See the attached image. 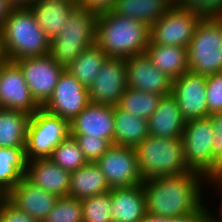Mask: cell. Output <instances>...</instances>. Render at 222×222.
I'll list each match as a JSON object with an SVG mask.
<instances>
[{
	"label": "cell",
	"instance_id": "cell-22",
	"mask_svg": "<svg viewBox=\"0 0 222 222\" xmlns=\"http://www.w3.org/2000/svg\"><path fill=\"white\" fill-rule=\"evenodd\" d=\"M76 0H35L29 7L39 26L51 41L63 29Z\"/></svg>",
	"mask_w": 222,
	"mask_h": 222
},
{
	"label": "cell",
	"instance_id": "cell-45",
	"mask_svg": "<svg viewBox=\"0 0 222 222\" xmlns=\"http://www.w3.org/2000/svg\"><path fill=\"white\" fill-rule=\"evenodd\" d=\"M4 60V56L2 53V46H1V37H0V63Z\"/></svg>",
	"mask_w": 222,
	"mask_h": 222
},
{
	"label": "cell",
	"instance_id": "cell-28",
	"mask_svg": "<svg viewBox=\"0 0 222 222\" xmlns=\"http://www.w3.org/2000/svg\"><path fill=\"white\" fill-rule=\"evenodd\" d=\"M27 160L25 148L0 147V191L7 195L23 178Z\"/></svg>",
	"mask_w": 222,
	"mask_h": 222
},
{
	"label": "cell",
	"instance_id": "cell-13",
	"mask_svg": "<svg viewBox=\"0 0 222 222\" xmlns=\"http://www.w3.org/2000/svg\"><path fill=\"white\" fill-rule=\"evenodd\" d=\"M0 108L23 111L29 115L40 108L15 61L4 59L0 63Z\"/></svg>",
	"mask_w": 222,
	"mask_h": 222
},
{
	"label": "cell",
	"instance_id": "cell-19",
	"mask_svg": "<svg viewBox=\"0 0 222 222\" xmlns=\"http://www.w3.org/2000/svg\"><path fill=\"white\" fill-rule=\"evenodd\" d=\"M24 178L58 197H67L69 194L71 172L62 169L49 158L27 161Z\"/></svg>",
	"mask_w": 222,
	"mask_h": 222
},
{
	"label": "cell",
	"instance_id": "cell-44",
	"mask_svg": "<svg viewBox=\"0 0 222 222\" xmlns=\"http://www.w3.org/2000/svg\"><path fill=\"white\" fill-rule=\"evenodd\" d=\"M140 222H164V217L155 216L147 213Z\"/></svg>",
	"mask_w": 222,
	"mask_h": 222
},
{
	"label": "cell",
	"instance_id": "cell-15",
	"mask_svg": "<svg viewBox=\"0 0 222 222\" xmlns=\"http://www.w3.org/2000/svg\"><path fill=\"white\" fill-rule=\"evenodd\" d=\"M126 60L108 58L88 88L89 101L116 106L127 89Z\"/></svg>",
	"mask_w": 222,
	"mask_h": 222
},
{
	"label": "cell",
	"instance_id": "cell-14",
	"mask_svg": "<svg viewBox=\"0 0 222 222\" xmlns=\"http://www.w3.org/2000/svg\"><path fill=\"white\" fill-rule=\"evenodd\" d=\"M206 84V75L190 71L172 80V95L185 121L208 117Z\"/></svg>",
	"mask_w": 222,
	"mask_h": 222
},
{
	"label": "cell",
	"instance_id": "cell-6",
	"mask_svg": "<svg viewBox=\"0 0 222 222\" xmlns=\"http://www.w3.org/2000/svg\"><path fill=\"white\" fill-rule=\"evenodd\" d=\"M189 71L201 75L222 72V17H202L188 46Z\"/></svg>",
	"mask_w": 222,
	"mask_h": 222
},
{
	"label": "cell",
	"instance_id": "cell-24",
	"mask_svg": "<svg viewBox=\"0 0 222 222\" xmlns=\"http://www.w3.org/2000/svg\"><path fill=\"white\" fill-rule=\"evenodd\" d=\"M110 190L104 174L95 162L71 172L68 197L82 200Z\"/></svg>",
	"mask_w": 222,
	"mask_h": 222
},
{
	"label": "cell",
	"instance_id": "cell-46",
	"mask_svg": "<svg viewBox=\"0 0 222 222\" xmlns=\"http://www.w3.org/2000/svg\"><path fill=\"white\" fill-rule=\"evenodd\" d=\"M6 195L0 191V204L5 199Z\"/></svg>",
	"mask_w": 222,
	"mask_h": 222
},
{
	"label": "cell",
	"instance_id": "cell-12",
	"mask_svg": "<svg viewBox=\"0 0 222 222\" xmlns=\"http://www.w3.org/2000/svg\"><path fill=\"white\" fill-rule=\"evenodd\" d=\"M89 103L88 88L63 69L51 97L42 108L71 122Z\"/></svg>",
	"mask_w": 222,
	"mask_h": 222
},
{
	"label": "cell",
	"instance_id": "cell-42",
	"mask_svg": "<svg viewBox=\"0 0 222 222\" xmlns=\"http://www.w3.org/2000/svg\"><path fill=\"white\" fill-rule=\"evenodd\" d=\"M13 7L9 4L8 0H0V30Z\"/></svg>",
	"mask_w": 222,
	"mask_h": 222
},
{
	"label": "cell",
	"instance_id": "cell-20",
	"mask_svg": "<svg viewBox=\"0 0 222 222\" xmlns=\"http://www.w3.org/2000/svg\"><path fill=\"white\" fill-rule=\"evenodd\" d=\"M185 122L176 98L172 94L163 96L157 110L148 119V134L160 138L181 139Z\"/></svg>",
	"mask_w": 222,
	"mask_h": 222
},
{
	"label": "cell",
	"instance_id": "cell-18",
	"mask_svg": "<svg viewBox=\"0 0 222 222\" xmlns=\"http://www.w3.org/2000/svg\"><path fill=\"white\" fill-rule=\"evenodd\" d=\"M5 198L17 209L42 222L59 197L36 187L23 178Z\"/></svg>",
	"mask_w": 222,
	"mask_h": 222
},
{
	"label": "cell",
	"instance_id": "cell-32",
	"mask_svg": "<svg viewBox=\"0 0 222 222\" xmlns=\"http://www.w3.org/2000/svg\"><path fill=\"white\" fill-rule=\"evenodd\" d=\"M83 222H113L111 190L81 200Z\"/></svg>",
	"mask_w": 222,
	"mask_h": 222
},
{
	"label": "cell",
	"instance_id": "cell-4",
	"mask_svg": "<svg viewBox=\"0 0 222 222\" xmlns=\"http://www.w3.org/2000/svg\"><path fill=\"white\" fill-rule=\"evenodd\" d=\"M97 16L77 3L69 12L66 26L50 41L49 55L64 69L95 44Z\"/></svg>",
	"mask_w": 222,
	"mask_h": 222
},
{
	"label": "cell",
	"instance_id": "cell-29",
	"mask_svg": "<svg viewBox=\"0 0 222 222\" xmlns=\"http://www.w3.org/2000/svg\"><path fill=\"white\" fill-rule=\"evenodd\" d=\"M109 57L96 45L85 49L67 68L83 86L89 88Z\"/></svg>",
	"mask_w": 222,
	"mask_h": 222
},
{
	"label": "cell",
	"instance_id": "cell-35",
	"mask_svg": "<svg viewBox=\"0 0 222 222\" xmlns=\"http://www.w3.org/2000/svg\"><path fill=\"white\" fill-rule=\"evenodd\" d=\"M213 130L214 139L212 146V177L222 174V112L208 116Z\"/></svg>",
	"mask_w": 222,
	"mask_h": 222
},
{
	"label": "cell",
	"instance_id": "cell-41",
	"mask_svg": "<svg viewBox=\"0 0 222 222\" xmlns=\"http://www.w3.org/2000/svg\"><path fill=\"white\" fill-rule=\"evenodd\" d=\"M209 183V185H213L214 187L212 188H216V189H219V195H221V201H220V207H218L220 210H219V217L217 215H214V210H211V222H222V174L218 175V176H215V177H212L210 179H208L207 181ZM218 187V188H217ZM221 191V192H220Z\"/></svg>",
	"mask_w": 222,
	"mask_h": 222
},
{
	"label": "cell",
	"instance_id": "cell-27",
	"mask_svg": "<svg viewBox=\"0 0 222 222\" xmlns=\"http://www.w3.org/2000/svg\"><path fill=\"white\" fill-rule=\"evenodd\" d=\"M29 119L23 111L0 108V147L25 148Z\"/></svg>",
	"mask_w": 222,
	"mask_h": 222
},
{
	"label": "cell",
	"instance_id": "cell-39",
	"mask_svg": "<svg viewBox=\"0 0 222 222\" xmlns=\"http://www.w3.org/2000/svg\"><path fill=\"white\" fill-rule=\"evenodd\" d=\"M204 204L194 213L172 217L164 218V222H211V211L208 206Z\"/></svg>",
	"mask_w": 222,
	"mask_h": 222
},
{
	"label": "cell",
	"instance_id": "cell-11",
	"mask_svg": "<svg viewBox=\"0 0 222 222\" xmlns=\"http://www.w3.org/2000/svg\"><path fill=\"white\" fill-rule=\"evenodd\" d=\"M15 62L24 74L33 99L42 107L51 97L64 68L49 54L22 58Z\"/></svg>",
	"mask_w": 222,
	"mask_h": 222
},
{
	"label": "cell",
	"instance_id": "cell-3",
	"mask_svg": "<svg viewBox=\"0 0 222 222\" xmlns=\"http://www.w3.org/2000/svg\"><path fill=\"white\" fill-rule=\"evenodd\" d=\"M0 37L5 60L49 54L50 40L30 8H13L0 30Z\"/></svg>",
	"mask_w": 222,
	"mask_h": 222
},
{
	"label": "cell",
	"instance_id": "cell-2",
	"mask_svg": "<svg viewBox=\"0 0 222 222\" xmlns=\"http://www.w3.org/2000/svg\"><path fill=\"white\" fill-rule=\"evenodd\" d=\"M150 27L113 11L98 14L95 44L109 58L127 59L144 54L149 44Z\"/></svg>",
	"mask_w": 222,
	"mask_h": 222
},
{
	"label": "cell",
	"instance_id": "cell-37",
	"mask_svg": "<svg viewBox=\"0 0 222 222\" xmlns=\"http://www.w3.org/2000/svg\"><path fill=\"white\" fill-rule=\"evenodd\" d=\"M178 5L203 17L222 16V0H180Z\"/></svg>",
	"mask_w": 222,
	"mask_h": 222
},
{
	"label": "cell",
	"instance_id": "cell-38",
	"mask_svg": "<svg viewBox=\"0 0 222 222\" xmlns=\"http://www.w3.org/2000/svg\"><path fill=\"white\" fill-rule=\"evenodd\" d=\"M0 219L2 222H40L17 209L6 198L0 204Z\"/></svg>",
	"mask_w": 222,
	"mask_h": 222
},
{
	"label": "cell",
	"instance_id": "cell-34",
	"mask_svg": "<svg viewBox=\"0 0 222 222\" xmlns=\"http://www.w3.org/2000/svg\"><path fill=\"white\" fill-rule=\"evenodd\" d=\"M75 138L88 163L96 162L112 144L102 138L88 135H70Z\"/></svg>",
	"mask_w": 222,
	"mask_h": 222
},
{
	"label": "cell",
	"instance_id": "cell-26",
	"mask_svg": "<svg viewBox=\"0 0 222 222\" xmlns=\"http://www.w3.org/2000/svg\"><path fill=\"white\" fill-rule=\"evenodd\" d=\"M174 5L171 0H117L113 12L151 26Z\"/></svg>",
	"mask_w": 222,
	"mask_h": 222
},
{
	"label": "cell",
	"instance_id": "cell-47",
	"mask_svg": "<svg viewBox=\"0 0 222 222\" xmlns=\"http://www.w3.org/2000/svg\"><path fill=\"white\" fill-rule=\"evenodd\" d=\"M180 0H171V2H173L174 4H178Z\"/></svg>",
	"mask_w": 222,
	"mask_h": 222
},
{
	"label": "cell",
	"instance_id": "cell-43",
	"mask_svg": "<svg viewBox=\"0 0 222 222\" xmlns=\"http://www.w3.org/2000/svg\"><path fill=\"white\" fill-rule=\"evenodd\" d=\"M35 0H8L13 8H29Z\"/></svg>",
	"mask_w": 222,
	"mask_h": 222
},
{
	"label": "cell",
	"instance_id": "cell-8",
	"mask_svg": "<svg viewBox=\"0 0 222 222\" xmlns=\"http://www.w3.org/2000/svg\"><path fill=\"white\" fill-rule=\"evenodd\" d=\"M181 139L188 169L207 180L212 178L214 130L210 119L207 117L186 121Z\"/></svg>",
	"mask_w": 222,
	"mask_h": 222
},
{
	"label": "cell",
	"instance_id": "cell-36",
	"mask_svg": "<svg viewBox=\"0 0 222 222\" xmlns=\"http://www.w3.org/2000/svg\"><path fill=\"white\" fill-rule=\"evenodd\" d=\"M206 99L208 116L222 112V72L207 76Z\"/></svg>",
	"mask_w": 222,
	"mask_h": 222
},
{
	"label": "cell",
	"instance_id": "cell-9",
	"mask_svg": "<svg viewBox=\"0 0 222 222\" xmlns=\"http://www.w3.org/2000/svg\"><path fill=\"white\" fill-rule=\"evenodd\" d=\"M203 16L174 4L166 14L150 26L149 44L188 48Z\"/></svg>",
	"mask_w": 222,
	"mask_h": 222
},
{
	"label": "cell",
	"instance_id": "cell-31",
	"mask_svg": "<svg viewBox=\"0 0 222 222\" xmlns=\"http://www.w3.org/2000/svg\"><path fill=\"white\" fill-rule=\"evenodd\" d=\"M49 159L69 172L88 164L78 142L70 135L53 150Z\"/></svg>",
	"mask_w": 222,
	"mask_h": 222
},
{
	"label": "cell",
	"instance_id": "cell-16",
	"mask_svg": "<svg viewBox=\"0 0 222 222\" xmlns=\"http://www.w3.org/2000/svg\"><path fill=\"white\" fill-rule=\"evenodd\" d=\"M125 60L127 87L161 96L172 94V79L157 69L145 53Z\"/></svg>",
	"mask_w": 222,
	"mask_h": 222
},
{
	"label": "cell",
	"instance_id": "cell-23",
	"mask_svg": "<svg viewBox=\"0 0 222 222\" xmlns=\"http://www.w3.org/2000/svg\"><path fill=\"white\" fill-rule=\"evenodd\" d=\"M145 54L152 64L172 80L189 71L188 48L148 44Z\"/></svg>",
	"mask_w": 222,
	"mask_h": 222
},
{
	"label": "cell",
	"instance_id": "cell-7",
	"mask_svg": "<svg viewBox=\"0 0 222 222\" xmlns=\"http://www.w3.org/2000/svg\"><path fill=\"white\" fill-rule=\"evenodd\" d=\"M70 135L69 122L40 107L30 115L25 156L27 161L50 158L53 150Z\"/></svg>",
	"mask_w": 222,
	"mask_h": 222
},
{
	"label": "cell",
	"instance_id": "cell-17",
	"mask_svg": "<svg viewBox=\"0 0 222 222\" xmlns=\"http://www.w3.org/2000/svg\"><path fill=\"white\" fill-rule=\"evenodd\" d=\"M114 106L89 103L69 122L70 135H88L114 143Z\"/></svg>",
	"mask_w": 222,
	"mask_h": 222
},
{
	"label": "cell",
	"instance_id": "cell-1",
	"mask_svg": "<svg viewBox=\"0 0 222 222\" xmlns=\"http://www.w3.org/2000/svg\"><path fill=\"white\" fill-rule=\"evenodd\" d=\"M198 173L159 176L142 183L146 199V211L164 218L178 217L197 211L203 201V186L208 185ZM205 183V184H204Z\"/></svg>",
	"mask_w": 222,
	"mask_h": 222
},
{
	"label": "cell",
	"instance_id": "cell-5",
	"mask_svg": "<svg viewBox=\"0 0 222 222\" xmlns=\"http://www.w3.org/2000/svg\"><path fill=\"white\" fill-rule=\"evenodd\" d=\"M140 175L144 180L159 176L195 173L184 159L182 139L148 135L136 147Z\"/></svg>",
	"mask_w": 222,
	"mask_h": 222
},
{
	"label": "cell",
	"instance_id": "cell-21",
	"mask_svg": "<svg viewBox=\"0 0 222 222\" xmlns=\"http://www.w3.org/2000/svg\"><path fill=\"white\" fill-rule=\"evenodd\" d=\"M113 222H140L145 215L146 199L143 186L111 189Z\"/></svg>",
	"mask_w": 222,
	"mask_h": 222
},
{
	"label": "cell",
	"instance_id": "cell-25",
	"mask_svg": "<svg viewBox=\"0 0 222 222\" xmlns=\"http://www.w3.org/2000/svg\"><path fill=\"white\" fill-rule=\"evenodd\" d=\"M113 145L136 147L148 134V120L114 106Z\"/></svg>",
	"mask_w": 222,
	"mask_h": 222
},
{
	"label": "cell",
	"instance_id": "cell-30",
	"mask_svg": "<svg viewBox=\"0 0 222 222\" xmlns=\"http://www.w3.org/2000/svg\"><path fill=\"white\" fill-rule=\"evenodd\" d=\"M163 96L127 87L117 106L132 115L148 120L157 110Z\"/></svg>",
	"mask_w": 222,
	"mask_h": 222
},
{
	"label": "cell",
	"instance_id": "cell-33",
	"mask_svg": "<svg viewBox=\"0 0 222 222\" xmlns=\"http://www.w3.org/2000/svg\"><path fill=\"white\" fill-rule=\"evenodd\" d=\"M81 200L59 197L53 209L42 222H83Z\"/></svg>",
	"mask_w": 222,
	"mask_h": 222
},
{
	"label": "cell",
	"instance_id": "cell-40",
	"mask_svg": "<svg viewBox=\"0 0 222 222\" xmlns=\"http://www.w3.org/2000/svg\"><path fill=\"white\" fill-rule=\"evenodd\" d=\"M117 0H78L77 3L86 10L98 14L111 12Z\"/></svg>",
	"mask_w": 222,
	"mask_h": 222
},
{
	"label": "cell",
	"instance_id": "cell-10",
	"mask_svg": "<svg viewBox=\"0 0 222 222\" xmlns=\"http://www.w3.org/2000/svg\"><path fill=\"white\" fill-rule=\"evenodd\" d=\"M95 163L111 189L136 187L144 181L139 172L135 147L112 145Z\"/></svg>",
	"mask_w": 222,
	"mask_h": 222
}]
</instances>
